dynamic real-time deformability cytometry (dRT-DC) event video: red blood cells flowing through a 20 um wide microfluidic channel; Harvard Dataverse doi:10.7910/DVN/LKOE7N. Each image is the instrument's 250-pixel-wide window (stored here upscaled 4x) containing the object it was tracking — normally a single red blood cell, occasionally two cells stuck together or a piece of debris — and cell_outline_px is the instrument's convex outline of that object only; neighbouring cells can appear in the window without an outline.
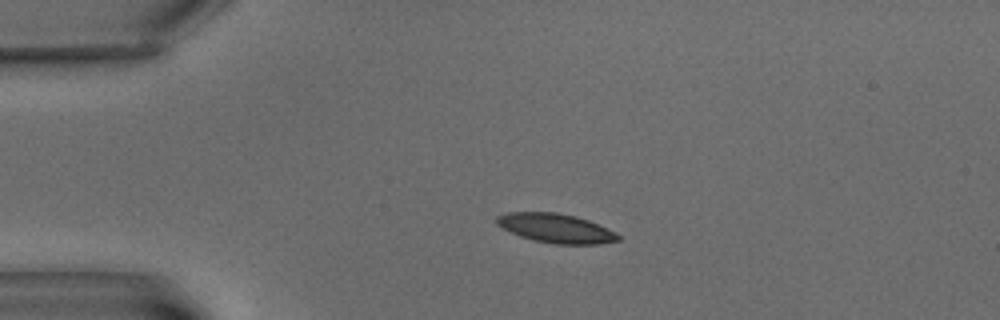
{"species": "common noctule bat (a hibernating species)", "species_latin": "Nyctalus noctula", "temperature_condition": "warm", "stored_images_in_passage": 2, "camera_frame_rate_fps": 3000, "um_per_image_px": 0.085, "animal": {"sex": "male", "body_mass_g": 15.6}, "frame": {"image": 1, "passage_image": 1, "time_ms": 0.0, "image_size_px": [1000, 320], "cell_outline_px": [[620, 240], [596, 244], [556, 244], [536, 240], [520, 236], [496, 224], [496, 216], [508, 212], [556, 212], [576, 216], [588, 220], [616, 232], [620, 236]], "centroid_in_image_um": [47.26, 19.39], "position_along_channel_um": 37.7, "area_um2": 20.46}}